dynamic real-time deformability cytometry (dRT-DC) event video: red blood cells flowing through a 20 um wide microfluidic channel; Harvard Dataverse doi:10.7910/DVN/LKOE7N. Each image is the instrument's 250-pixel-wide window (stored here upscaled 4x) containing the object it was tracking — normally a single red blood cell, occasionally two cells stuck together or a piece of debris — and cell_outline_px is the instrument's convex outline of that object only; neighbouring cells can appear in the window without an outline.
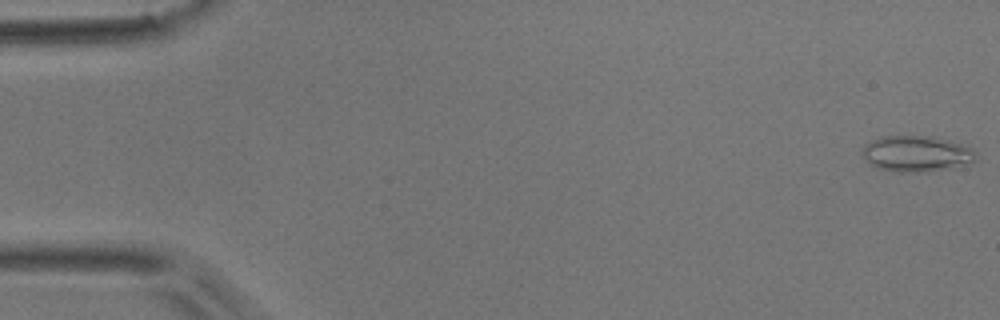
{"species": "common noctule bat (a hibernating species)", "species_latin": "Nyctalus noctula", "temperature_condition": "room temperature", "stored_images_in_passage": 3, "camera_frame_rate_fps": 3000, "um_per_image_px": 0.085, "animal": {"sex": "male", "body_mass_g": 17.9}, "frame": {"image": 1, "passage_image": 1, "time_ms": 0.0, "image_size_px": [1000, 320], "cell_outline_px": [[976, 160], [972, 164], [952, 168], [916, 172], [896, 172], [880, 168], [872, 164], [860, 152], [872, 140], [880, 136], [932, 136], [948, 140], [972, 148], [976, 152]], "centroid_in_image_um": [77.96, 13.06], "position_along_channel_um": 7.0, "area_um2": 23.7}}